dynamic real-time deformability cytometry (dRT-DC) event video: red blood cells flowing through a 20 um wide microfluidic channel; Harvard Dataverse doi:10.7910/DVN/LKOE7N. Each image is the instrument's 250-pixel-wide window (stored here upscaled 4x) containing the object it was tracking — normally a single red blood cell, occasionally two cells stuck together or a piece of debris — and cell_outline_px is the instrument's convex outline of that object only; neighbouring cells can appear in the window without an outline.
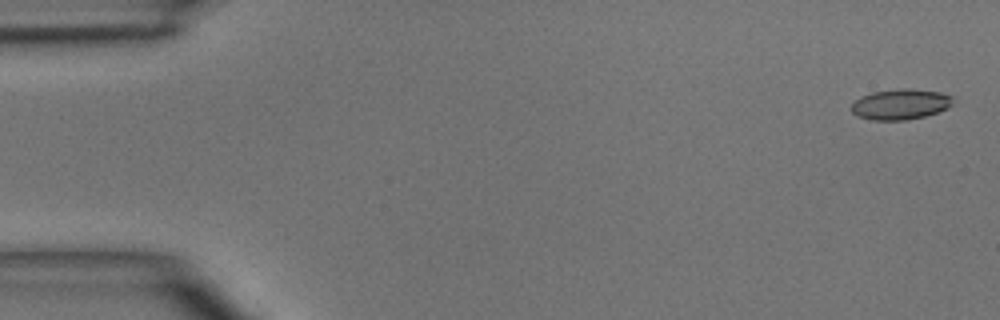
{"species": "common noctule bat (a hibernating species)", "species_latin": "Nyctalus noctula", "temperature_condition": "room temperature", "stored_images_in_passage": 4, "camera_frame_rate_fps": 3000, "um_per_image_px": 0.085, "animal": {"sex": "male", "body_mass_g": 15.6}, "frame": {"image": 1, "passage_image": 1, "time_ms": 0.0, "image_size_px": [1000, 320], "cell_outline_px": [[952, 100], [948, 108], [924, 116], [908, 120], [872, 120], [856, 116], [852, 112], [852, 104], [860, 96], [872, 92], [904, 88], [908, 88], [940, 92], [952, 96]], "centroid_in_image_um": [76.51, 8.86], "position_along_channel_um": 8.5, "area_um2": 17.98}}